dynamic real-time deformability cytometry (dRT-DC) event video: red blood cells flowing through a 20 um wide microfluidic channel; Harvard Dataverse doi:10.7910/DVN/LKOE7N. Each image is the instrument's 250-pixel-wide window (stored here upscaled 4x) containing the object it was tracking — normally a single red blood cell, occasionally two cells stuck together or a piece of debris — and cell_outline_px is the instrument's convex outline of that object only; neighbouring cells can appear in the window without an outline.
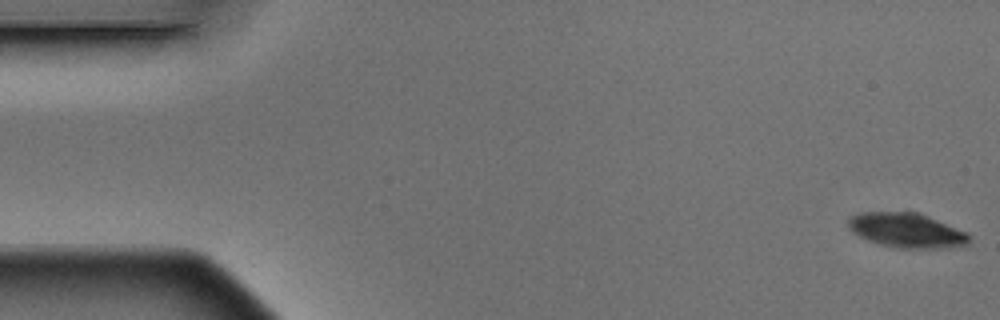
{"species": "Egyptian fruit bat (a non-hibernating species)", "species_latin": "Rousettus aegyptiacus", "temperature_condition": "warm", "stored_images_in_passage": 5, "camera_frame_rate_fps": 3000, "um_per_image_px": 0.085, "animal": {"sex": "male"}, "frame": {"image": 1, "passage_image": 1, "time_ms": 0.0, "image_size_px": [1000, 320], "cell_outline_px": [[968, 240], [964, 244], [940, 248], [896, 248], [880, 244], [868, 240], [852, 232], [848, 228], [848, 220], [852, 216], [860, 212], [916, 212], [968, 232]], "centroid_in_image_um": [77.0, 19.57], "position_along_channel_um": 8.0, "area_um2": 23.99}}